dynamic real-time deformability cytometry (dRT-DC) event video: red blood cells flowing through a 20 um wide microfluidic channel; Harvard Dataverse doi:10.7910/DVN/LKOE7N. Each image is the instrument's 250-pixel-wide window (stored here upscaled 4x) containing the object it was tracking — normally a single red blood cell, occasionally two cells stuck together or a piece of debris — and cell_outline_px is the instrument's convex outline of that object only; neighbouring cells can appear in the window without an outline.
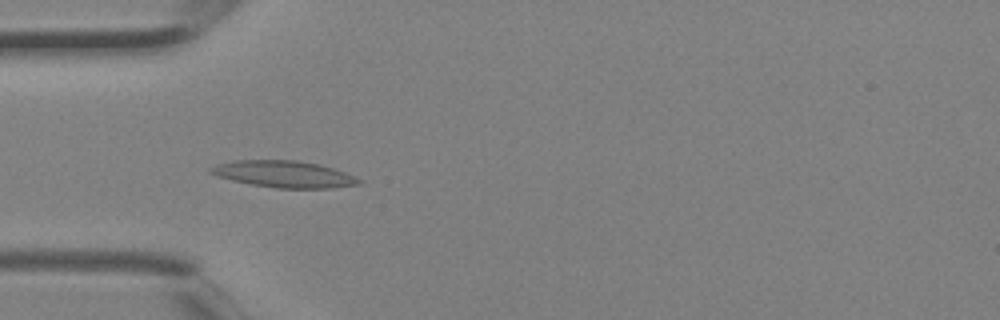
{"species": "Egyptian fruit bat (a non-hibernating species)", "species_latin": "Rousettus aegyptiacus", "temperature_condition": "room temperature", "stored_images_in_passage": 4, "camera_frame_rate_fps": 3000, "um_per_image_px": 0.085, "animal": {"sex": "female"}, "frame": {"image": 1, "passage_image": 3, "time_ms": 0.667, "image_size_px": [1000, 320], "cell_outline_px": [[364, 180], [360, 184], [332, 188], [276, 188], [252, 184], [232, 180], [216, 176], [208, 172], [208, 168], [216, 164], [236, 160], [296, 160], [320, 164], [344, 172]], "centroid_in_image_um": [24.13, 14.8], "position_along_channel_um": 60.9, "area_um2": 23.12}}
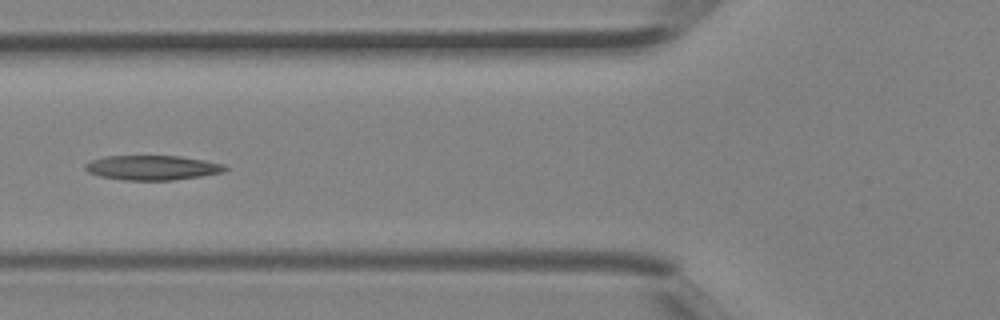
{"frame": {"image": 2, "passage_image": 4, "time_ms": 1.0, "image_size_px": [1000, 320], "cell_outline_px": [[228, 168], [224, 172], [200, 176], [172, 180], [124, 180], [100, 176], [88, 172], [84, 168], [84, 164], [92, 160], [104, 156], [180, 156], [204, 160], [224, 164]], "centroid_in_image_um": [12.94, 14.25], "position_along_channel_um": 112.9, "area_um2": 20.06}}